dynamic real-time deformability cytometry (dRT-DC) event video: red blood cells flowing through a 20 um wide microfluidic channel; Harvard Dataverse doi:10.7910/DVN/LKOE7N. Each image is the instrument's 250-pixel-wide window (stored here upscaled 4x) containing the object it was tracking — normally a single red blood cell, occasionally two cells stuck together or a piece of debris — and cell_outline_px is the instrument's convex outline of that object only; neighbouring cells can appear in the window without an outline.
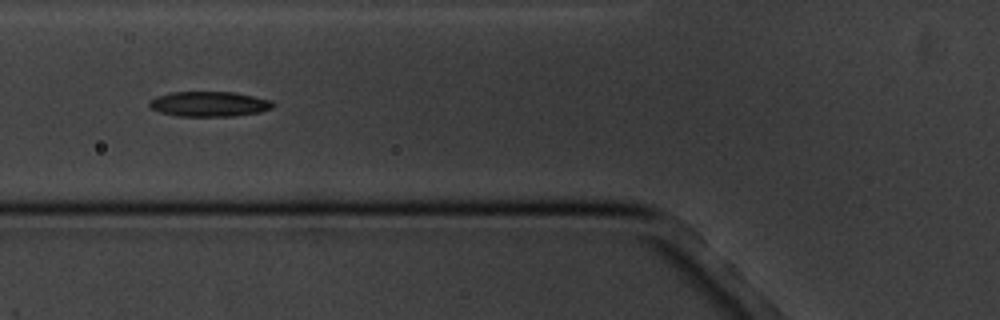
{"species": "common noctule bat (a hibernating species)", "species_latin": "Nyctalus noctula", "temperature_condition": "cold", "stored_images_in_passage": 6, "camera_frame_rate_fps": 3000, "um_per_image_px": 0.085, "animal": {"sex": "male", "body_mass_g": 20.1, "forearm_length_mm": 53.5}, "frame": {"image": 1, "passage_image": 3, "time_ms": 3.0, "image_size_px": [1000, 320], "cell_outline_px": [[276, 104], [272, 108], [260, 112], [232, 116], [176, 116], [160, 112], [152, 108], [148, 104], [156, 96], [172, 92], [232, 92], [272, 100]], "centroid_in_image_um": [17.8, 8.84], "position_along_channel_um": 108.0, "area_um2": 17.98}}
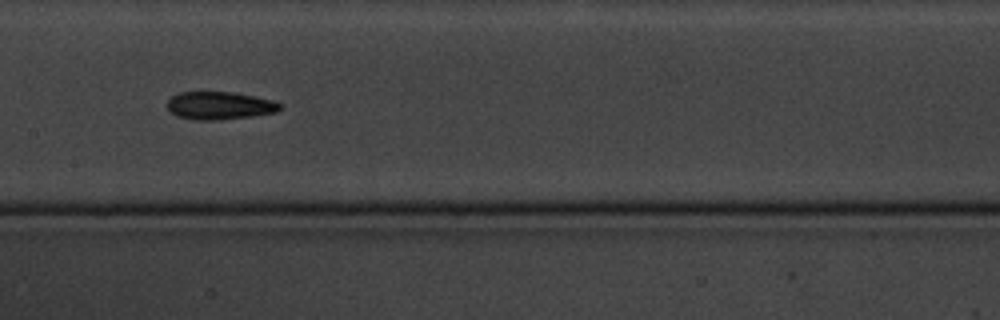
{"frame": {"image": 2, "passage_image": 5, "time_ms": 5.333, "image_size_px": [1000, 320], "cell_outline_px": [[284, 108], [276, 112], [252, 116], [216, 120], [196, 120], [176, 116], [168, 108], [168, 100], [172, 96], [180, 92], [232, 92], [272, 100], [280, 104]], "centroid_in_image_um": [18.67, 8.98], "position_along_channel_um": 188.7, "area_um2": 18.15}}
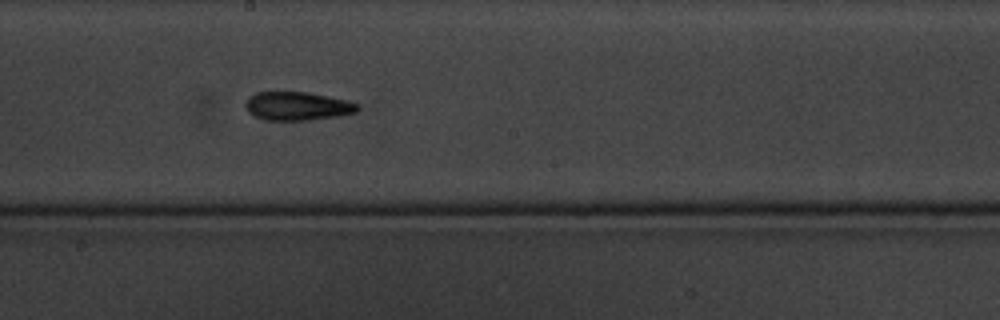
{"frame": {"image": 3, "passage_image": 6, "time_ms": 6.333, "image_size_px": [1000, 320], "cell_outline_px": [[360, 108], [356, 112], [340, 116], [308, 120], [264, 120], [248, 112], [244, 104], [248, 96], [256, 92], [304, 92], [328, 96], [360, 104]], "centroid_in_image_um": [25.26, 9.02], "position_along_channel_um": 222.9, "area_um2": 18.67}}